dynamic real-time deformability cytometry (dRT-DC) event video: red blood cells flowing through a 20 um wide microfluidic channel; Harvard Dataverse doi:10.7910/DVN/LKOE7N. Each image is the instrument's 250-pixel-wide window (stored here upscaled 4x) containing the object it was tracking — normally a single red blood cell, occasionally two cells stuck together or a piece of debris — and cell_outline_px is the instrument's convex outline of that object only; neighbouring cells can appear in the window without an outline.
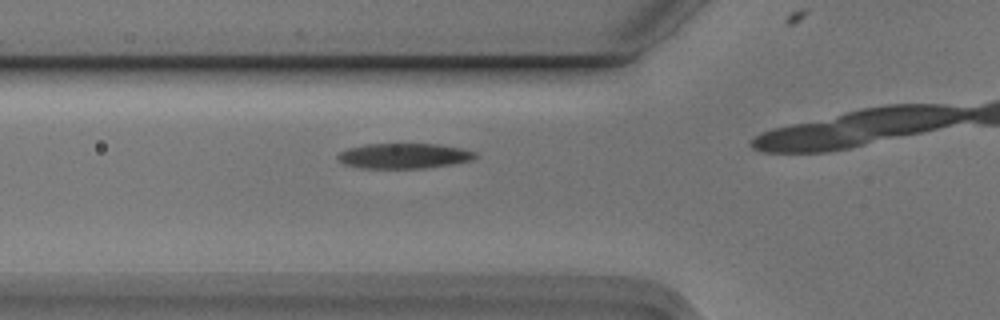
{"species": "Egyptian fruit bat (a non-hibernating species)", "species_latin": "Rousettus aegyptiacus", "temperature_condition": "cold", "stored_images_in_passage": 4, "camera_frame_rate_fps": 3000, "um_per_image_px": 0.085, "animal": {"sex": "male"}, "frame": {"image": 1, "passage_image": 4, "time_ms": 1.0, "image_size_px": [1000, 320], "cell_outline_px": [[480, 156], [472, 160], [452, 164], [424, 168], [360, 168], [344, 164], [336, 160], [336, 156], [340, 152], [348, 148], [364, 144], [436, 144], [464, 148], [476, 152]], "centroid_in_image_um": [34.35, 13.25], "position_along_channel_um": 91.5, "area_um2": 20.46}}